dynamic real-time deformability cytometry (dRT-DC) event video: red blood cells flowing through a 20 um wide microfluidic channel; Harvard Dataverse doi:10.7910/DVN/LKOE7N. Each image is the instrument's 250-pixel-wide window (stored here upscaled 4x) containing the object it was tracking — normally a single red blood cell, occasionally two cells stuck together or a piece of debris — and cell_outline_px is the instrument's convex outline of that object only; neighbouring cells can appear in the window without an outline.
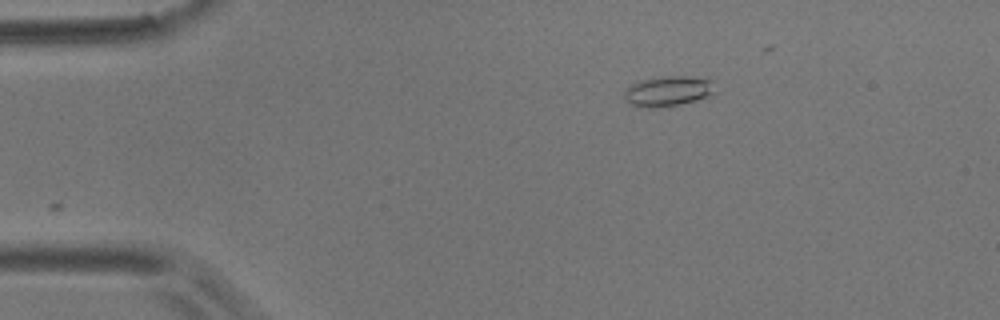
{"species": "common noctule bat (a hibernating species)", "species_latin": "Nyctalus noctula", "temperature_condition": "room temperature", "stored_images_in_passage": 19, "camera_frame_rate_fps": 3000, "um_per_image_px": 0.085, "animal": {"sex": "male", "body_mass_g": 17.9}, "frame": {"image": 1, "passage_image": 1, "time_ms": 0.0, "image_size_px": [1000, 320], "cell_outline_px": [[712, 92], [708, 96], [696, 100], [680, 104], [656, 108], [648, 108], [632, 104], [624, 100], [624, 88], [640, 80], [664, 76], [708, 76], [712, 80]], "centroid_in_image_um": [56.77, 7.72], "position_along_channel_um": 28.2, "area_um2": 16.13}}
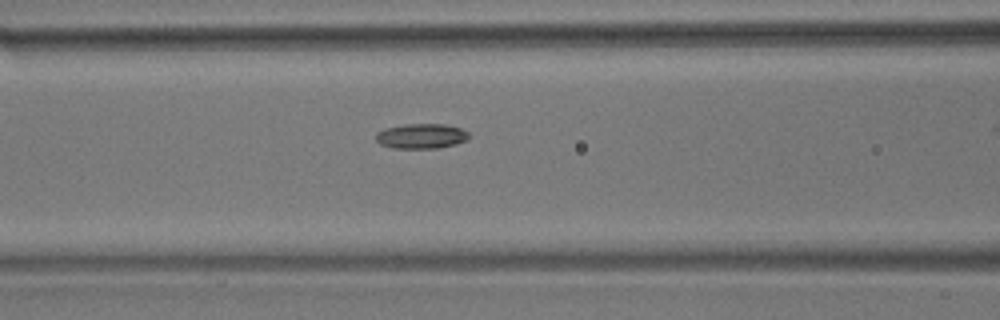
{"frame": {"image": 2, "passage_image": 14, "time_ms": 4.333, "image_size_px": [1000, 320], "cell_outline_px": [[468, 136], [464, 140], [456, 144], [436, 148], [392, 148], [380, 144], [376, 140], [376, 132], [384, 128], [404, 124], [448, 124], [460, 128], [468, 132]], "centroid_in_image_um": [35.77, 11.56], "position_along_channel_um": 130.8, "area_um2": 13.53}}
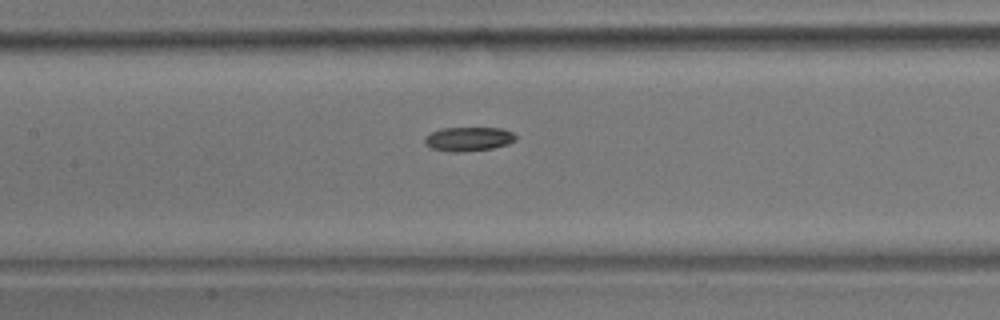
{"frame": {"image": 3, "passage_image": 17, "time_ms": 5.333, "image_size_px": [1000, 320], "cell_outline_px": [[516, 140], [508, 144], [492, 148], [460, 152], [452, 152], [432, 148], [424, 144], [424, 140], [432, 132], [440, 128], [504, 128], [512, 132], [516, 136]], "centroid_in_image_um": [39.84, 11.81], "position_along_channel_um": 167.6, "area_um2": 12.72}}